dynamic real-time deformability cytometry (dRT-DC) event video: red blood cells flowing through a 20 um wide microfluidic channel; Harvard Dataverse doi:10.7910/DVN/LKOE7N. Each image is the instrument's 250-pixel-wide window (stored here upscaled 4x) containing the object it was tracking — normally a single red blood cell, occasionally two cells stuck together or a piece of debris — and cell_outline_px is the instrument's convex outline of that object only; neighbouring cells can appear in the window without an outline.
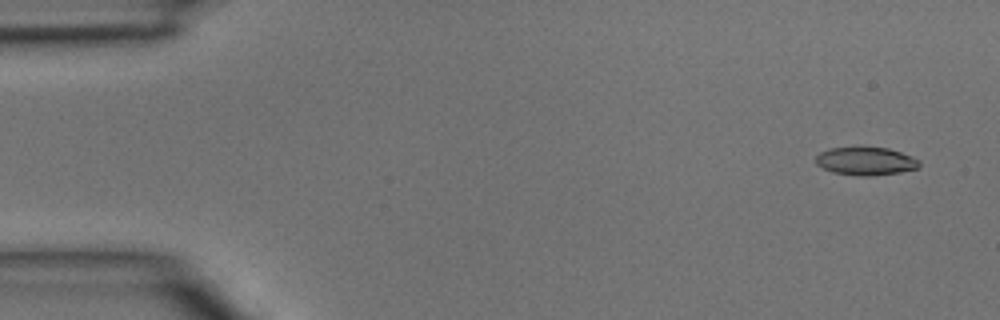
{"species": "common noctule bat (a hibernating species)", "species_latin": "Nyctalus noctula", "temperature_condition": "room temperature", "stored_images_in_passage": 5, "camera_frame_rate_fps": 3000, "um_per_image_px": 0.085, "animal": {"sex": "male", "body_mass_g": 15.6}, "frame": {"image": 1, "passage_image": 1, "time_ms": 0.0, "image_size_px": [1000, 320], "cell_outline_px": [[920, 164], [916, 168], [900, 172], [872, 176], [860, 176], [832, 172], [816, 164], [816, 156], [820, 152], [828, 148], [888, 148], [912, 156], [920, 160]], "centroid_in_image_um": [73.59, 13.7], "position_along_channel_um": 11.4, "area_um2": 16.76}}
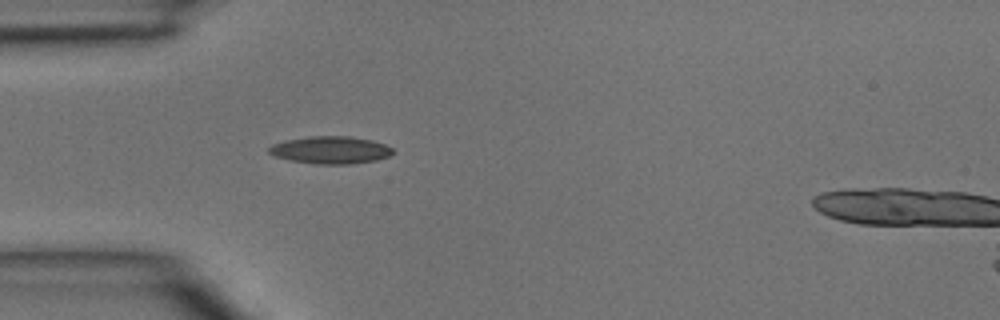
{"frame": {"image": 2, "passage_image": 4, "time_ms": 1.0, "image_size_px": [1000, 320], "cell_outline_px": [[396, 152], [388, 156], [376, 160], [352, 164], [316, 164], [292, 160], [276, 156], [268, 152], [268, 148], [272, 144], [284, 140], [312, 136], [348, 136], [372, 140], [384, 144], [392, 148]], "centroid_in_image_um": [28.11, 12.75], "position_along_channel_um": 56.9, "area_um2": 19.77}}